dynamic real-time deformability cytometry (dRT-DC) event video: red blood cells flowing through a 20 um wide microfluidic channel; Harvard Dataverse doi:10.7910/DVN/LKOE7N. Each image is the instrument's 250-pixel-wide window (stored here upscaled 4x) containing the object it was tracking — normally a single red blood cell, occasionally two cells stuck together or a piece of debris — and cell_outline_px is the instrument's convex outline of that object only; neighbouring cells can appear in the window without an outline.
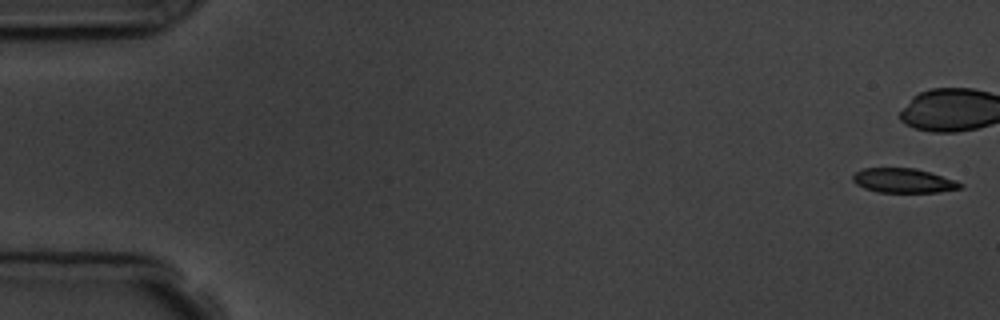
{"species": "common noctule bat (a hibernating species)", "species_latin": "Nyctalus noctula", "temperature_condition": "room temperature", "stored_images_in_passage": 5, "camera_frame_rate_fps": 3000, "um_per_image_px": 0.085, "animal": {"sex": "male", "body_mass_g": 19.5, "forearm_length_mm": 54.6}, "frame": {"image": 1, "passage_image": 1, "time_ms": 0.0, "image_size_px": [1000, 320], "cell_outline_px": [[964, 184], [960, 188], [936, 192], [876, 192], [864, 188], [856, 184], [852, 180], [852, 176], [856, 172], [864, 168], [916, 168], [956, 180]], "centroid_in_image_um": [76.78, 15.35], "position_along_channel_um": 8.2, "area_um2": 15.26}}